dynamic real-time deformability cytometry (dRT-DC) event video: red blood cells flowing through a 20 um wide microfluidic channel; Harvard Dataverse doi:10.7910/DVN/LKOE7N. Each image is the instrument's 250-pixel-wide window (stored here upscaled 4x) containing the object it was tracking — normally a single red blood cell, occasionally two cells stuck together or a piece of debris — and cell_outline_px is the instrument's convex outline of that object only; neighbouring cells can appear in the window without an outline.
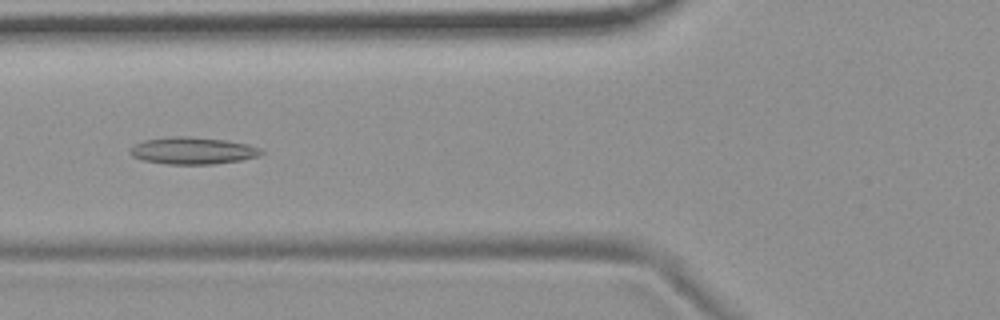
{"species": "common noctule bat (a hibernating species)", "species_latin": "Nyctalus noctula", "temperature_condition": "room temperature", "stored_images_in_passage": 49, "camera_frame_rate_fps": 3000, "um_per_image_px": 0.085, "animal": {"sex": "female", "body_mass_g": 19.9}, "frame": {"image": 1, "passage_image": 16, "time_ms": 5.0, "image_size_px": [1000, 320], "cell_outline_px": [[264, 152], [256, 156], [240, 160], [212, 164], [168, 164], [144, 160], [132, 156], [128, 152], [136, 144], [144, 140], [172, 136], [188, 136], [224, 140], [248, 144], [260, 148]], "centroid_in_image_um": [16.37, 12.8], "position_along_channel_um": 109.4, "area_um2": 20.4}}
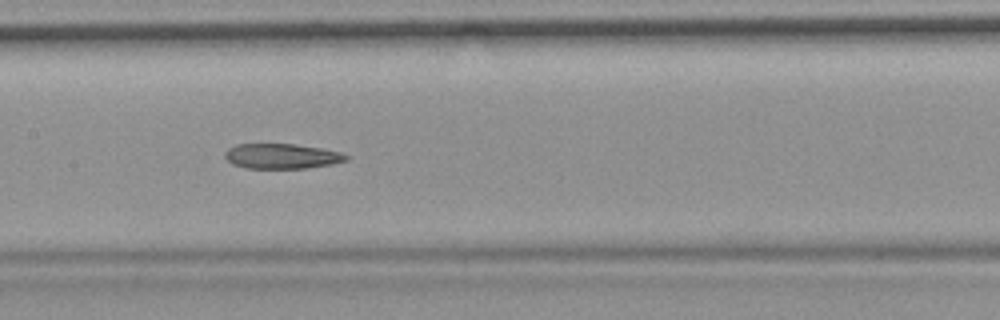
{"frame": {"image": 2, "passage_image": 22, "time_ms": 7.0, "image_size_px": [1000, 320], "cell_outline_px": [[348, 160], [332, 164], [308, 168], [244, 168], [232, 164], [224, 156], [224, 152], [228, 148], [236, 144], [296, 144], [320, 148], [340, 152], [348, 156]], "centroid_in_image_um": [23.92, 13.27], "position_along_channel_um": 183.5, "area_um2": 17.74}}
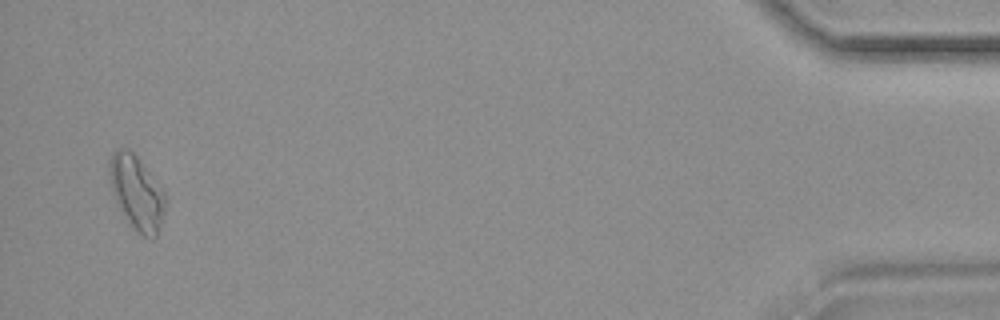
{"frame": {"image": 3, "passage_image": 48, "time_ms": 15.667, "image_size_px": [1000, 320], "cell_outline_px": [[168, 196], [164, 212], [156, 236], [152, 240], [144, 236], [124, 220], [112, 192], [108, 172], [108, 164], [112, 152], [116, 148], [128, 148], [136, 156]], "centroid_in_image_um": [11.6, 16.38], "position_along_channel_um": 423.6, "area_um2": 24.33}, "authors_computed_cell_mechanics": {"area_um2": 19.8832, "velocity_mm_per_s": 3.7018, "shape_relaxation_time_tau1_ms": null, "shape_relaxation_time_tau2_ms": 6.1206, "deformation_change_tau1": null, "deformation_change_tau2": 0.1549}}